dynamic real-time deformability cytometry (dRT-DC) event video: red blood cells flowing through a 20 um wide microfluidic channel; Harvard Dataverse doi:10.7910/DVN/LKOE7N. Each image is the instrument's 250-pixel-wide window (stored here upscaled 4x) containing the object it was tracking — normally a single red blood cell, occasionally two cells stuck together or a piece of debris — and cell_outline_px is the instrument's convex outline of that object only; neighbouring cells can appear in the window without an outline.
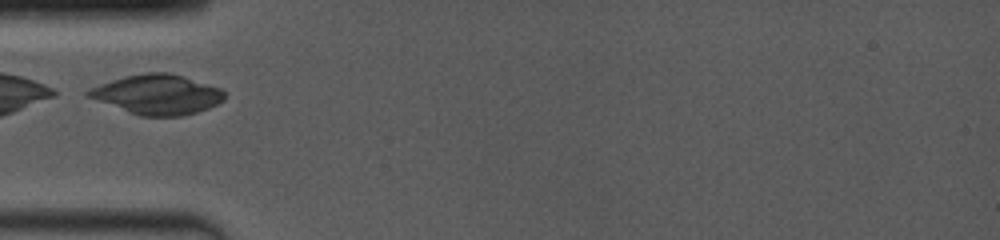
{"species": "common noctule bat (a hibernating species)", "species_latin": "Nyctalus noctula", "temperature_condition": "room temperature", "stored_images_in_passage": 10, "camera_frame_rate_fps": 4000, "um_per_image_px": 0.085, "animal": {"sex": "female", "body_mass_g": 19.0, "forearm_length_mm": 53.3}, "frame": {"image": 1, "passage_image": 1, "time_ms": 0.0, "image_size_px": [1000, 240], "cell_outline_px": [[224, 100], [208, 108], [196, 112], [180, 116], [140, 116], [128, 112], [88, 96], [84, 92], [100, 84], [124, 76], [144, 72], [168, 72], [184, 76], [220, 88], [224, 92]], "centroid_in_image_um": [13.39, 8.02], "position_along_channel_um": 71.6, "area_um2": 31.21}}
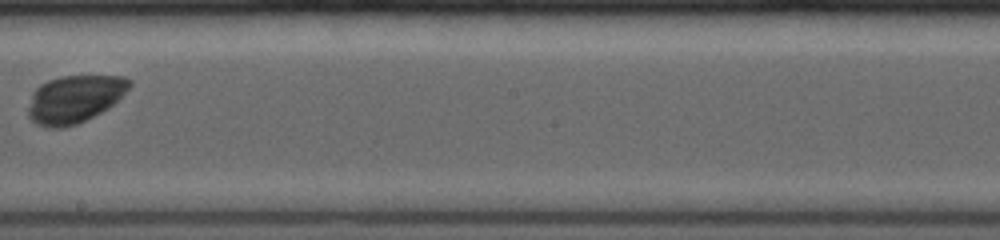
{"frame": {"image": 2, "passage_image": 5, "time_ms": 4.25, "image_size_px": [1000, 240], "cell_outline_px": [[132, 84], [108, 108], [76, 124], [64, 128], [48, 128], [36, 124], [28, 116], [28, 108], [32, 92], [40, 84], [48, 80], [64, 76], [124, 76], [132, 80]], "centroid_in_image_um": [6.3, 8.42], "position_along_channel_um": 241.9, "area_um2": 27.86}}
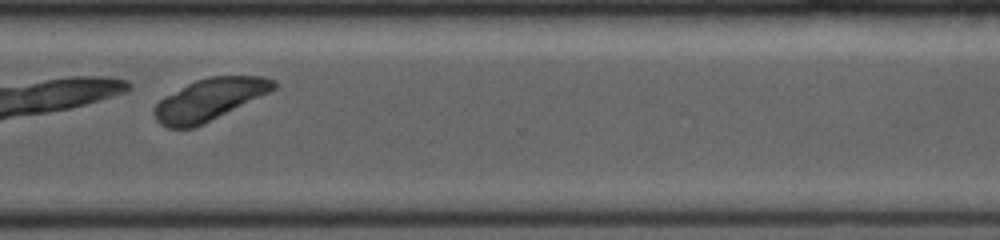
{"frame": {"image": 3, "passage_image": 8, "time_ms": 7.0, "image_size_px": [1000, 240], "cell_outline_px": [[276, 88], [196, 128], [168, 128], [160, 124], [156, 120], [152, 112], [152, 108], [164, 96], [196, 80], [212, 76], [264, 76], [276, 80]], "centroid_in_image_um": [17.76, 8.47], "position_along_channel_um": 352.8, "area_um2": 28.96}}